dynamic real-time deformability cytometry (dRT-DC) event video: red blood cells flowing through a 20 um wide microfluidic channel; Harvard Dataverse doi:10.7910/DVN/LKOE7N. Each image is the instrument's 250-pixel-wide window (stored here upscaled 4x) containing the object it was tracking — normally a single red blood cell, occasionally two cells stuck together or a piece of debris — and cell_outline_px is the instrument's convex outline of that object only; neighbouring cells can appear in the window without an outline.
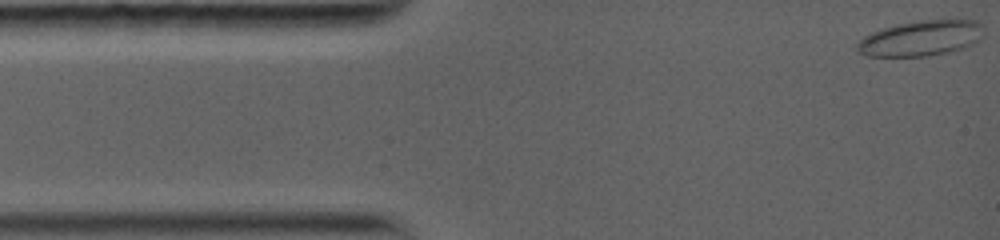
{"species": "common noctule bat (a hibernating species)", "species_latin": "Nyctalus noctula", "temperature_condition": "warm", "stored_images_in_passage": 46, "camera_frame_rate_fps": 5000, "um_per_image_px": 0.085, "animal": {"sex": "female", "body_mass_g": 19.0, "forearm_length_mm": 56.7}, "frame": {"image": 1, "passage_image": 1, "time_ms": 0.0, "image_size_px": [1000, 240], "cell_outline_px": [[984, 36], [976, 44], [964, 48], [948, 52], [928, 56], [868, 56], [860, 52], [856, 48], [856, 44], [864, 36], [872, 32], [896, 24], [920, 20], [976, 20], [980, 24]], "centroid_in_image_um": [78.31, 3.25], "position_along_channel_um": 6.7, "area_um2": 26.18}}
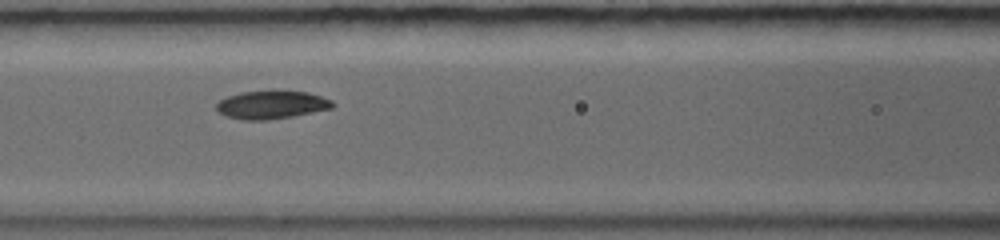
{"frame": {"image": 2, "passage_image": 22, "time_ms": 5.4, "image_size_px": [1000, 240], "cell_outline_px": [[336, 104], [332, 108], [292, 116], [268, 120], [244, 120], [228, 116], [220, 112], [216, 108], [216, 104], [220, 100], [228, 96], [240, 92], [272, 88], [308, 92], [332, 100]], "centroid_in_image_um": [23.1, 8.86], "position_along_channel_um": 143.5, "area_um2": 19.54}}
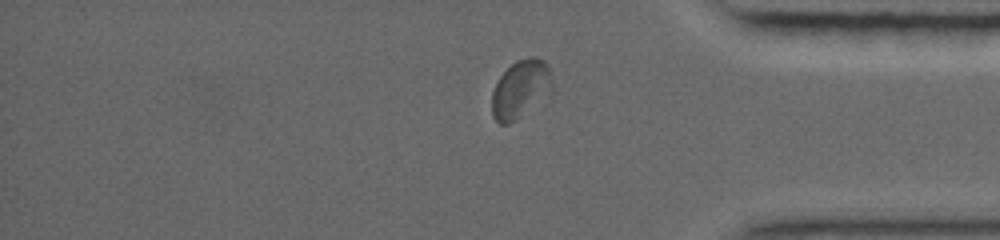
{"frame": {"image": 3, "passage_image": 40, "time_ms": 12.0, "image_size_px": [1000, 240], "cell_outline_px": [[556, 92], [552, 100], [548, 104], [508, 124], [500, 124], [492, 116], [492, 92], [500, 76], [516, 60], [528, 56], [532, 56], [544, 60], [548, 64], [552, 76]], "centroid_in_image_um": [44.4, 7.63], "position_along_channel_um": 390.8, "area_um2": 22.14}, "authors_computed_cell_mechanics": {"area_um2": 19.941, "velocity_mm_per_s": 3.9217, "shape_relaxation_time_tau1_ms": 6.5554, "shape_relaxation_time_tau2_ms": 2.5927, "deformation_change_tau1": 0.1298, "deformation_change_tau2": 0.0444}}